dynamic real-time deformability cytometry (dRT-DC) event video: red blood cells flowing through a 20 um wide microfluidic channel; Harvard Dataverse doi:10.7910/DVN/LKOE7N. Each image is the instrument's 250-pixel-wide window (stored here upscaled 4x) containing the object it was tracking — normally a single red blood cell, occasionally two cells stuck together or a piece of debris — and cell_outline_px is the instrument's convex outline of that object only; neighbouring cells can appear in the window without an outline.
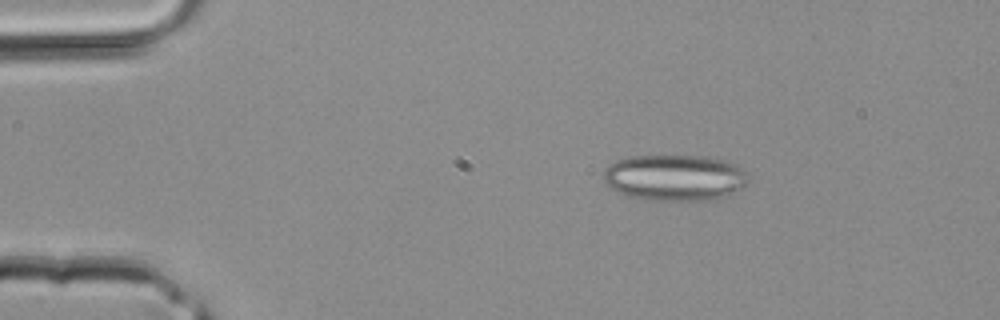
{"species": "common noctule bat (a hibernating species)", "species_latin": "Nyctalus noctula", "temperature_condition": "room temperature", "stored_images_in_passage": 33, "segment_of_instrument_passage": [1, 2], "camera_frame_rate_fps": 3000, "um_per_image_px": 0.085, "animal": {"sex": "male", "body_mass_g": 20.4}, "frame": {"image": 1, "passage_image": 1, "time_ms": 0.0, "image_size_px": [1000, 320], "cell_outline_px": [[752, 180], [728, 196], [716, 200], [644, 200], [624, 196], [608, 188], [604, 184], [604, 172], [616, 160], [628, 156], [704, 156], [724, 160], [736, 164], [744, 168], [748, 172]], "centroid_in_image_um": [57.38, 15.11], "position_along_channel_um": 27.6, "area_um2": 39.77}}